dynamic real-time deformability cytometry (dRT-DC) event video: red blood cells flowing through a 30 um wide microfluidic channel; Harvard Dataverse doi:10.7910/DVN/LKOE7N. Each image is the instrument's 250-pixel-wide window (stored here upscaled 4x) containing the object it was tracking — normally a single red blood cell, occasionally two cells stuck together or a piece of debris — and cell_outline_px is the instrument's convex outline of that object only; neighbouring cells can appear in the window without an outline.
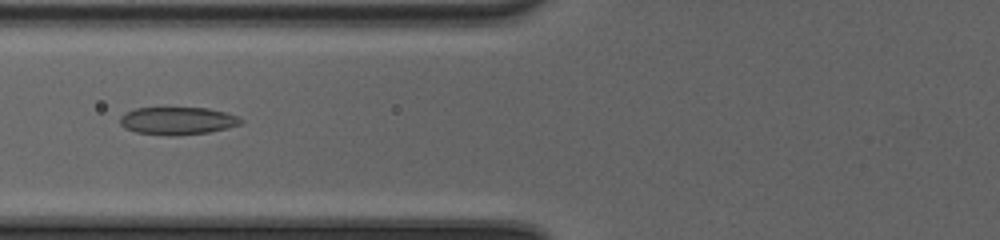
{"species": "common noctule bat (a hibernating species)", "species_latin": "Nyctalus noctula", "temperature_condition": "cold", "stored_images_in_passage": 51, "camera_frame_rate_fps": 3000, "um_per_image_px": 0.085, "animal": {"sex": "female", "body_mass_g": 20.0, "forearm_length_mm": 54.0}, "frame": {"image": 1, "passage_image": 23, "time_ms": 7.333, "image_size_px": [1000, 240], "cell_outline_px": [[244, 120], [240, 124], [228, 128], [208, 132], [176, 136], [168, 136], [136, 132], [124, 128], [120, 124], [120, 116], [124, 112], [136, 108], [208, 108], [240, 116]], "centroid_in_image_um": [15.08, 10.27], "position_along_channel_um": 110.7, "area_um2": 19.65}}
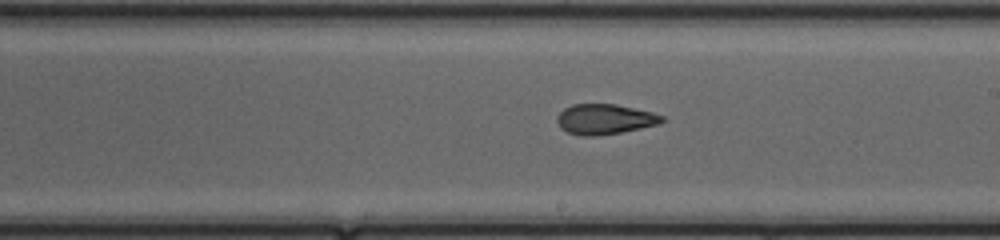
{"frame": {"image": 2, "passage_image": 32, "time_ms": 10.333, "image_size_px": [1000, 240], "cell_outline_px": [[668, 120], [660, 124], [620, 132], [596, 136], [580, 136], [568, 132], [560, 128], [556, 120], [556, 116], [564, 108], [572, 104], [616, 104], [652, 112], [664, 116]], "centroid_in_image_um": [51.41, 10.13], "position_along_channel_um": 237.6, "area_um2": 18.67}}
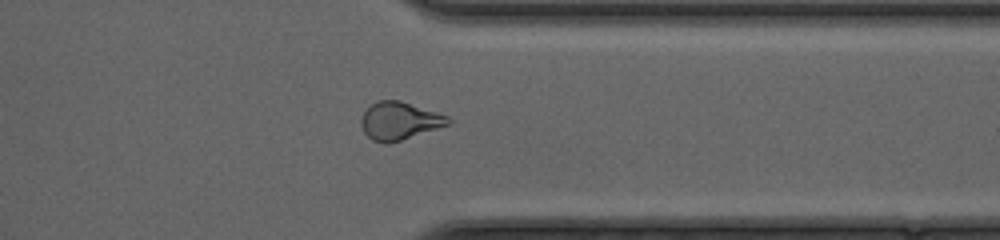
{"frame": {"image": 3, "passage_image": 42, "time_ms": 13.667, "image_size_px": [1000, 240], "cell_outline_px": [[452, 124], [400, 140], [384, 144], [372, 140], [364, 132], [360, 124], [360, 120], [364, 112], [372, 104], [380, 100], [400, 100], [448, 116], [452, 120]], "centroid_in_image_um": [33.96, 10.28], "position_along_channel_um": 377.4, "area_um2": 19.07}, "authors_computed_cell_mechanics": {"area_um2": 20.1722, "velocity_mm_per_s": 4.2237, "shape_relaxation_time_tau1_ms": null, "shape_relaxation_time_tau2_ms": 1.92, "deformation_change_tau1": null, "deformation_change_tau2": 0.0907}}